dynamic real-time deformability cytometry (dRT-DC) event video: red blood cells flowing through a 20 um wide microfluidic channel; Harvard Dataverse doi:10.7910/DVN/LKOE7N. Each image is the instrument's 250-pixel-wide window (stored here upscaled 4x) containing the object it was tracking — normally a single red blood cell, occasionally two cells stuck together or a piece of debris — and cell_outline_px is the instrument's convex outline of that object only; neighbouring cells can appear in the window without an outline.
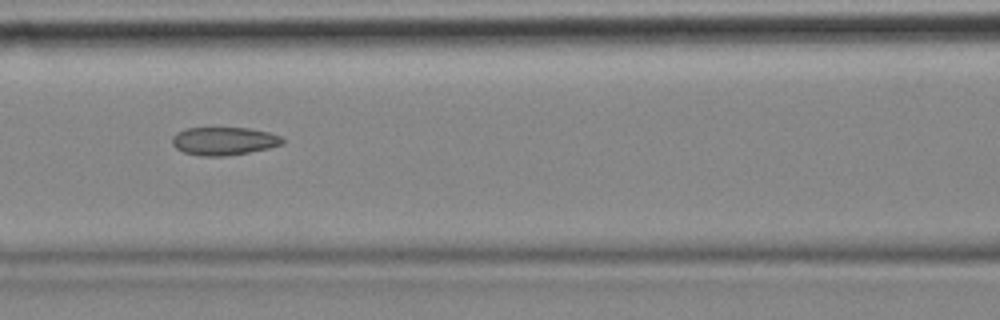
{"species": "common noctule bat (a hibernating species)", "species_latin": "Nyctalus noctula", "temperature_condition": "cold", "stored_images_in_passage": 8, "camera_frame_rate_fps": 3000, "um_per_image_px": 0.085, "animal": {"sex": "female", "body_mass_g": 18.4}, "frame": {"image": 1, "passage_image": 6, "time_ms": 1.667, "image_size_px": [1000, 320], "cell_outline_px": [[284, 144], [268, 148], [248, 152], [224, 156], [200, 156], [184, 152], [176, 148], [172, 144], [172, 136], [176, 132], [188, 128], [248, 128], [268, 132], [280, 136], [284, 140]], "centroid_in_image_um": [19.01, 11.99], "position_along_channel_um": 147.6, "area_um2": 17.98}}